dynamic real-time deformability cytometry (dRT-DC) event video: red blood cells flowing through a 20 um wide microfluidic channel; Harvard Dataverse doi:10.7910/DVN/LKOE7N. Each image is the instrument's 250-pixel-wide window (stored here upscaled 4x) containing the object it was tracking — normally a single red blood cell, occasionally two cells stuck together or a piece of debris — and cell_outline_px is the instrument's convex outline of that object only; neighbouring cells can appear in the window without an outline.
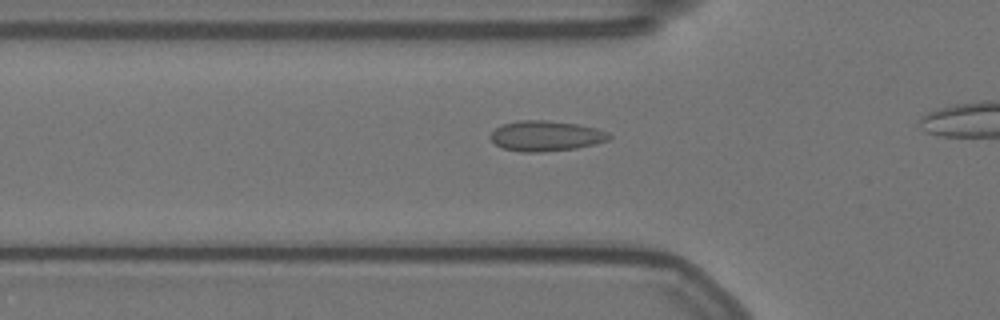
{"species": "Egyptian fruit bat (a non-hibernating species)", "species_latin": "Rousettus aegyptiacus", "temperature_condition": "warm", "stored_images_in_passage": 39, "camera_frame_rate_fps": 3000, "um_per_image_px": 0.085, "animal": {"sex": "female"}, "frame": {"image": 1, "passage_image": 11, "time_ms": 3.333, "image_size_px": [1000, 320], "cell_outline_px": [[612, 136], [608, 140], [596, 144], [576, 148], [540, 152], [520, 152], [504, 148], [496, 144], [488, 136], [496, 128], [504, 124], [516, 120], [544, 120], [580, 124], [596, 128], [608, 132]], "centroid_in_image_um": [46.42, 11.55], "position_along_channel_um": 79.4, "area_um2": 21.04}}
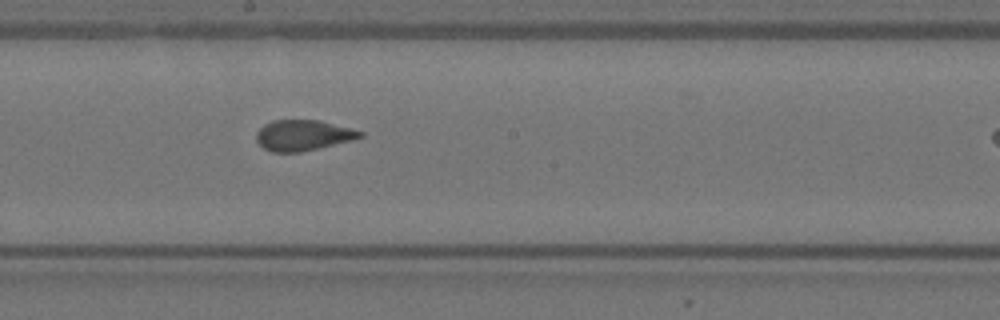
{"frame": {"image": 2, "passage_image": 23, "time_ms": 7.333, "image_size_px": [1000, 320], "cell_outline_px": [[364, 136], [352, 140], [300, 152], [272, 152], [264, 148], [256, 140], [256, 132], [264, 124], [272, 120], [320, 120], [352, 128], [364, 132]], "centroid_in_image_um": [25.76, 11.49], "position_along_channel_um": 222.4, "area_um2": 18.55}}
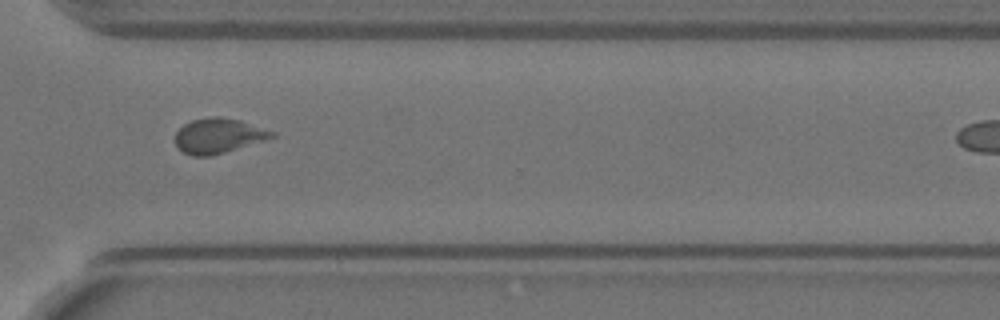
{"frame": {"image": 3, "passage_image": 34, "time_ms": 11.0, "image_size_px": [1000, 320], "cell_outline_px": [[276, 136], [224, 152], [208, 156], [192, 156], [184, 152], [176, 144], [176, 132], [184, 124], [192, 120], [216, 116], [240, 120], [276, 132]], "centroid_in_image_um": [18.56, 11.53], "position_along_channel_um": 352.0, "area_um2": 19.25}}